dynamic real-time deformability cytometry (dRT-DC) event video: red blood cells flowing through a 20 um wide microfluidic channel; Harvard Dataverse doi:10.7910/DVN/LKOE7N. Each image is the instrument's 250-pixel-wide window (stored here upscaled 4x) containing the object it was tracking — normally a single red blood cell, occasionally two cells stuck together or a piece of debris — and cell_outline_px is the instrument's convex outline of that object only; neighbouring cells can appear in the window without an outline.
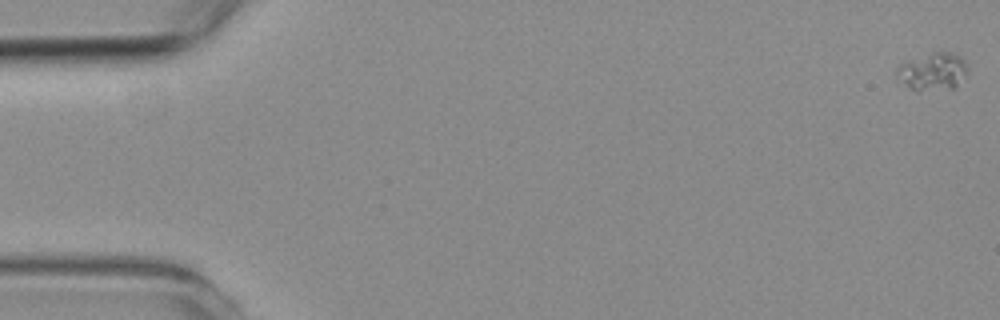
{"species": "common noctule bat (a hibernating species)", "species_latin": "Nyctalus noctula", "temperature_condition": "room temperature", "stored_images_in_passage": 55, "camera_frame_rate_fps": 3000, "um_per_image_px": 0.085, "animal": {"sex": "female", "body_mass_g": 19.3, "forearm_length_mm": 54.1}, "frame": {"image": 1, "passage_image": 1, "time_ms": 0.0, "image_size_px": [1000, 320], "cell_outline_px": [[968, 72], [956, 88], [916, 92], [896, 80], [896, 68], [904, 60], [932, 52], [956, 52], [968, 64]], "centroid_in_image_um": [79.26, 6.09], "position_along_channel_um": 5.7, "area_um2": 16.3}}
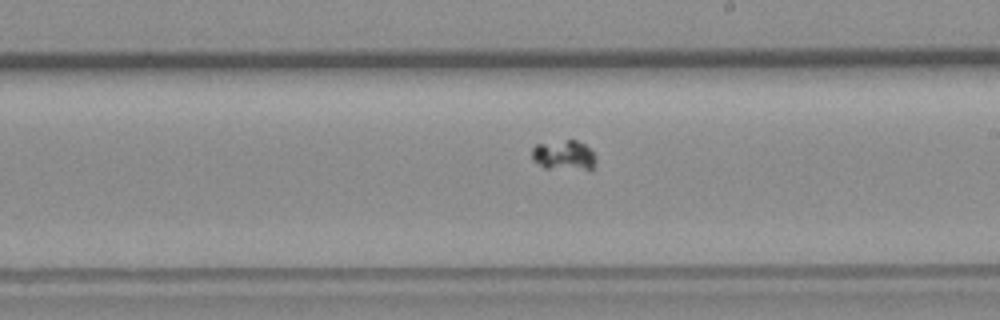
{"frame": {"image": 2, "passage_image": 32, "time_ms": 10.333, "image_size_px": [1000, 320], "cell_outline_px": [[596, 164], [588, 172], [544, 168], [532, 160], [532, 148], [536, 144], [568, 140], [576, 140], [584, 144], [596, 156]], "centroid_in_image_um": [47.96, 13.25], "position_along_channel_um": 241.0, "area_um2": 11.62}}
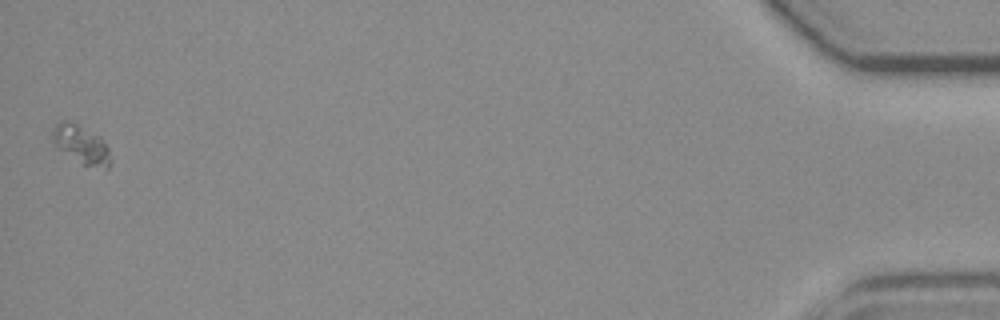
{"frame": {"image": 3, "passage_image": 55, "time_ms": 18.0, "image_size_px": [1000, 320], "cell_outline_px": [[112, 164], [108, 168], [104, 168], [84, 164], [56, 148], [52, 140], [52, 128], [60, 120], [68, 120], [100, 136], [104, 140], [108, 148], [112, 160]], "centroid_in_image_um": [6.9, 12.27], "position_along_channel_um": 428.3, "area_um2": 13.06}}